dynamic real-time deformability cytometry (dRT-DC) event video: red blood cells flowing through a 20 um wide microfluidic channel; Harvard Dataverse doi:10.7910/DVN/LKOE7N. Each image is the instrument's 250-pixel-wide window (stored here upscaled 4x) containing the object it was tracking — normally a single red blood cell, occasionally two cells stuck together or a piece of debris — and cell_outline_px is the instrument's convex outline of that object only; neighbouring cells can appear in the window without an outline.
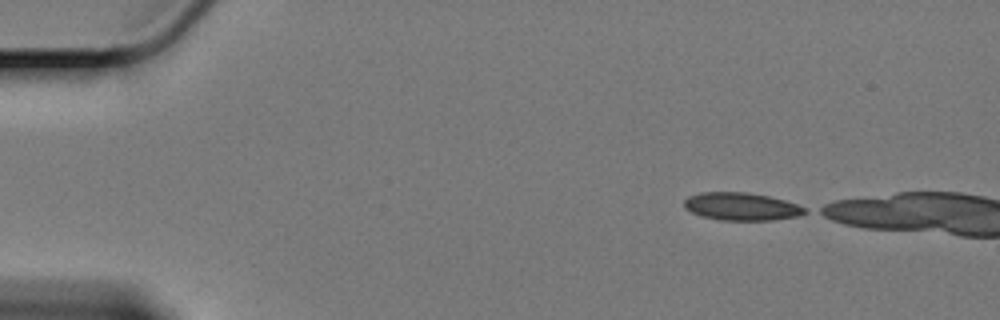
{"species": "Egyptian fruit bat (a non-hibernating species)", "species_latin": "Rousettus aegyptiacus", "temperature_condition": "cold", "stored_images_in_passage": 11, "camera_frame_rate_fps": 3000, "um_per_image_px": 0.085, "animal": {"sex": "female"}, "frame": {"image": 1, "passage_image": 1, "time_ms": 0.0, "image_size_px": [1000, 320], "cell_outline_px": [[808, 212], [796, 216], [772, 220], [720, 220], [700, 216], [684, 208], [684, 200], [688, 196], [700, 192], [744, 192], [768, 196], [784, 200], [808, 208]], "centroid_in_image_um": [63.0, 17.55], "position_along_channel_um": 22.0, "area_um2": 19.54}}